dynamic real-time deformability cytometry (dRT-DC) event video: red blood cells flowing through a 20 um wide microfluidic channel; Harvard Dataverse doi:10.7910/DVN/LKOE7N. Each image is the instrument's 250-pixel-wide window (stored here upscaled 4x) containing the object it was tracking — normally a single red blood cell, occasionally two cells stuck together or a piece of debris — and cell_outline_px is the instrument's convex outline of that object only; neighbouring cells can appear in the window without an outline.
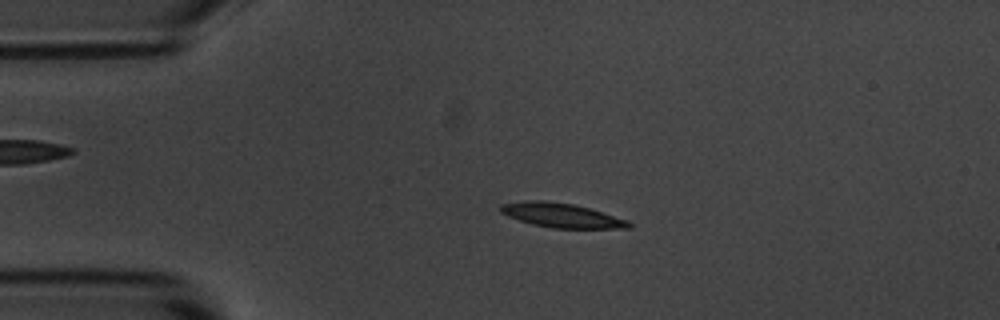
{"species": "common noctule bat (a hibernating species)", "species_latin": "Nyctalus noctula", "temperature_condition": "room temperature", "stored_images_in_passage": 54, "camera_frame_rate_fps": 3000, "um_per_image_px": 0.085, "animal": {"sex": "male", "body_mass_g": 20.1, "forearm_length_mm": 53.5}, "frame": {"image": 1, "passage_image": 12, "time_ms": 3.667, "image_size_px": [1000, 320], "cell_outline_px": [[632, 228], [552, 228], [532, 224], [508, 216], [500, 212], [500, 204], [524, 200], [544, 200], [572, 204], [588, 208], [628, 220], [632, 224]], "centroid_in_image_um": [47.7, 18.3], "position_along_channel_um": 37.3, "area_um2": 18.09}}
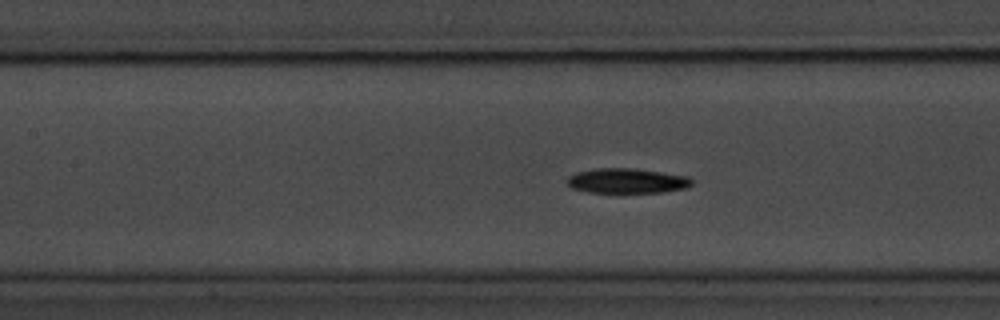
{"frame": {"image": 2, "passage_image": 24, "time_ms": 7.667, "image_size_px": [1000, 320], "cell_outline_px": [[692, 184], [688, 188], [664, 192], [588, 192], [572, 188], [568, 184], [568, 176], [576, 172], [596, 168], [632, 168], [688, 176], [692, 180]], "centroid_in_image_um": [53.3, 15.37], "position_along_channel_um": 154.1, "area_um2": 18.03}}
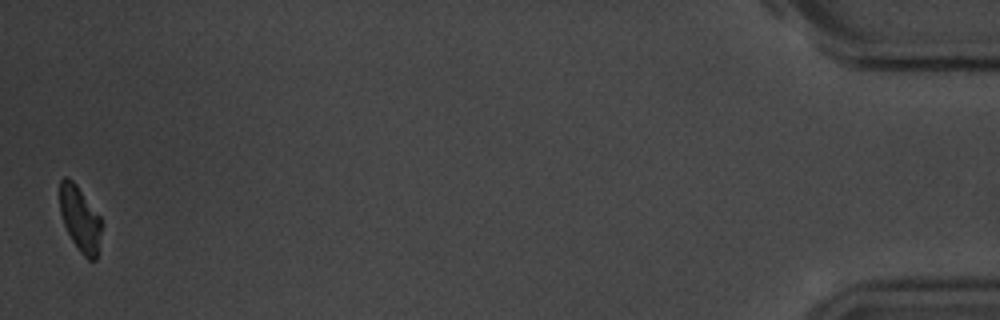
{"frame": {"image": 3, "passage_image": 54, "time_ms": 17.667, "image_size_px": [1000, 320], "cell_outline_px": [[100, 232], [96, 260], [88, 260], [80, 252], [72, 240], [64, 224], [60, 212], [60, 180], [64, 176], [68, 176], [76, 184], [100, 216]], "centroid_in_image_um": [6.78, 18.58], "position_along_channel_um": 428.4, "area_um2": 15.55}, "authors_computed_cell_mechanics": {"area_um2": 18.1492, "velocity_mm_per_s": 3.6757, "shape_relaxation_time_tau1_ms": 3.5591, "shape_relaxation_time_tau2_ms": null, "deformation_change_tau1": 0.1148, "deformation_change_tau2": null}}